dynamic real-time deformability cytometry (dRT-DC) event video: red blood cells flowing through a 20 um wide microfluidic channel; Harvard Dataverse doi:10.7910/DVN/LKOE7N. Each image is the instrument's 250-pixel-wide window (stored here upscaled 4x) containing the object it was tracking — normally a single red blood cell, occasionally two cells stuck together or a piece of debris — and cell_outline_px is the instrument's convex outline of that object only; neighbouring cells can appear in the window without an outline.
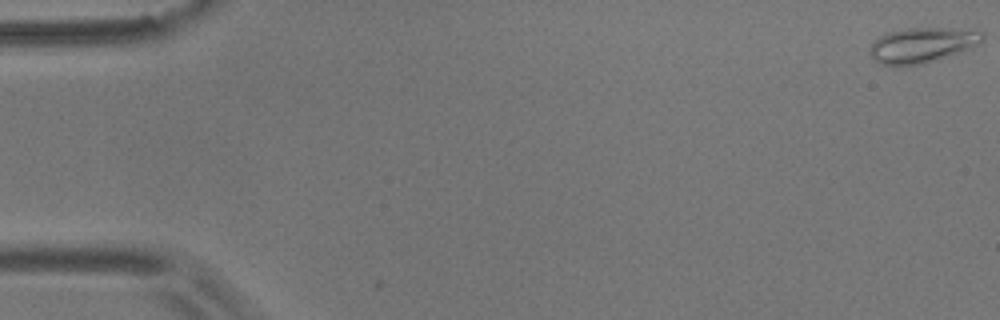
{"species": "common noctule bat (a hibernating species)", "species_latin": "Nyctalus noctula", "temperature_condition": "room temperature", "stored_images_in_passage": 3, "camera_frame_rate_fps": 3000, "um_per_image_px": 0.085, "animal": {"sex": "male", "body_mass_g": 17.9}, "frame": {"image": 1, "passage_image": 1, "time_ms": 0.0, "image_size_px": [1000, 320], "cell_outline_px": [[984, 40], [972, 48], [924, 64], [880, 64], [872, 60], [868, 52], [872, 44], [884, 32], [908, 28], [952, 28], [984, 32]], "centroid_in_image_um": [78.38, 3.82], "position_along_channel_um": 6.6, "area_um2": 23.06}}